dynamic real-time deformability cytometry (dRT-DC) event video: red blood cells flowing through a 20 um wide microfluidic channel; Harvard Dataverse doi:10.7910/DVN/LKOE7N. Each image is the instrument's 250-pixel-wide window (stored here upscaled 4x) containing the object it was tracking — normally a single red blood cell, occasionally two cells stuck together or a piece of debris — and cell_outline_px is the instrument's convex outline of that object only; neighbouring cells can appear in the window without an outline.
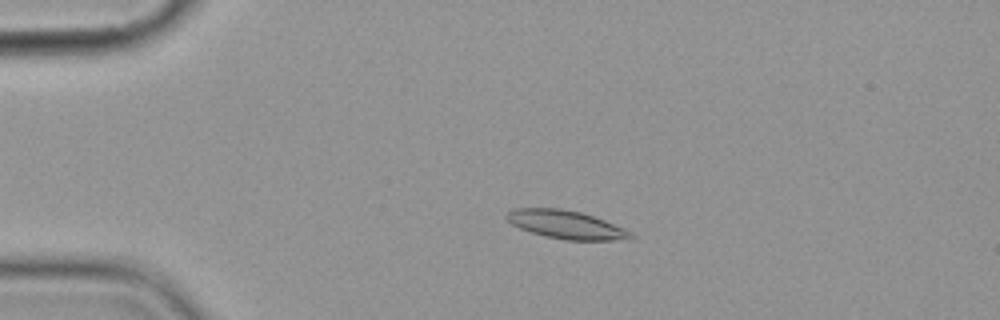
{"species": "common noctule bat (a hibernating species)", "species_latin": "Nyctalus noctula", "temperature_condition": "cold", "stored_images_in_passage": 5, "camera_frame_rate_fps": 3000, "um_per_image_px": 0.085, "animal": {"sex": "female", "body_mass_g": 19.9}, "frame": {"image": 1, "passage_image": 4, "time_ms": 3.667, "image_size_px": [1000, 320], "cell_outline_px": [[636, 240], [564, 240], [544, 236], [520, 228], [512, 224], [504, 216], [512, 208], [560, 208], [580, 212], [604, 220], [624, 228], [632, 232], [636, 236]], "centroid_in_image_um": [48.17, 19.1], "position_along_channel_um": 36.8, "area_um2": 20.63}}